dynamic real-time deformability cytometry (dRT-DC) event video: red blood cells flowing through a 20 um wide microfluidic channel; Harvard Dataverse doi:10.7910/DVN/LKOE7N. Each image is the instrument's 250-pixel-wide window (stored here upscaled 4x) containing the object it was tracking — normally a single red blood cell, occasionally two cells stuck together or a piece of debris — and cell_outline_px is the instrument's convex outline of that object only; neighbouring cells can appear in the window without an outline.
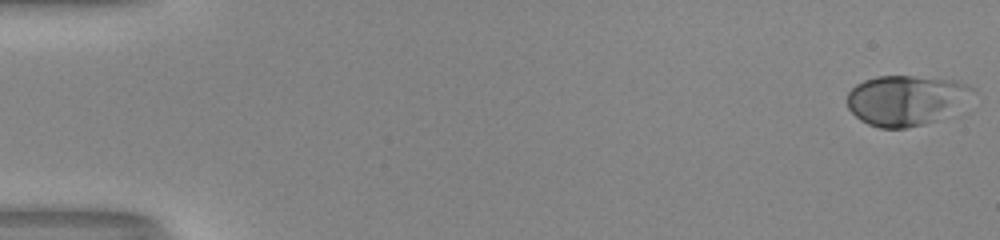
{"species": "human", "species_latin": "Homo sapiens", "temperature_condition": "room temperature", "stored_images_in_passage": 53, "camera_frame_rate_fps": 3000, "um_per_image_px": 0.085, "donor": {"sex": "male"}, "frame": {"image": 1, "passage_image": 1, "time_ms": 0.0, "image_size_px": [1000, 240], "cell_outline_px": [[972, 88], [936, 120], [904, 128], [880, 128], [868, 124], [860, 120], [848, 108], [848, 92], [856, 84], [864, 80], [876, 76], [912, 76], [952, 80], [968, 84]], "centroid_in_image_um": [76.8, 8.5], "position_along_channel_um": 8.2, "area_um2": 34.91}}
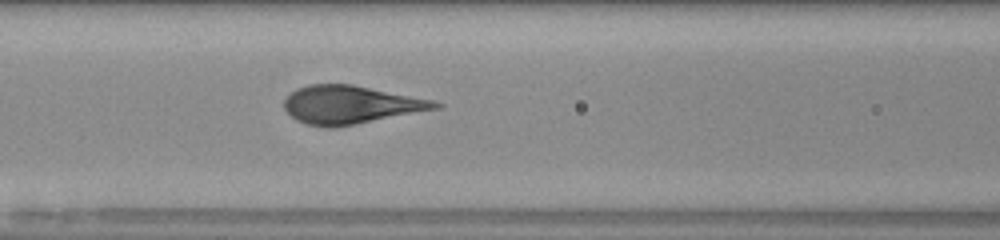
{"frame": {"image": 2, "passage_image": 24, "time_ms": 7.667, "image_size_px": [1000, 240], "cell_outline_px": [[444, 104], [440, 108], [336, 128], [328, 128], [308, 124], [296, 120], [284, 108], [284, 100], [296, 88], [308, 84], [352, 84], [432, 100]], "centroid_in_image_um": [29.79, 8.91], "position_along_channel_um": 136.8, "area_um2": 33.47}}
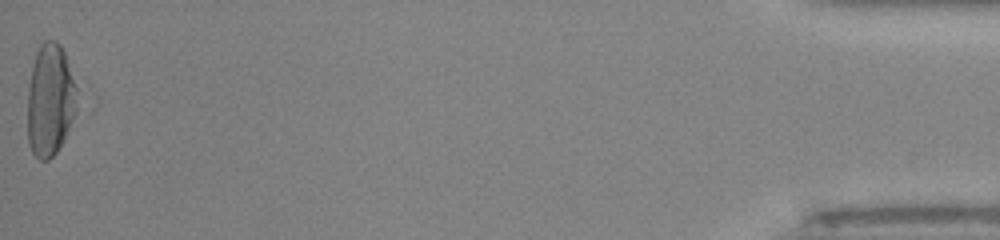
{"frame": {"image": 3, "passage_image": 53, "time_ms": 17.333, "image_size_px": [1000, 240], "cell_outline_px": [[76, 112], [64, 140], [56, 152], [48, 160], [40, 160], [32, 152], [28, 144], [28, 88], [32, 68], [36, 52], [40, 44], [44, 40], [56, 40], [60, 44], [64, 52], [76, 88]], "centroid_in_image_um": [4.25, 8.52], "position_along_channel_um": 431.0, "area_um2": 32.19}}